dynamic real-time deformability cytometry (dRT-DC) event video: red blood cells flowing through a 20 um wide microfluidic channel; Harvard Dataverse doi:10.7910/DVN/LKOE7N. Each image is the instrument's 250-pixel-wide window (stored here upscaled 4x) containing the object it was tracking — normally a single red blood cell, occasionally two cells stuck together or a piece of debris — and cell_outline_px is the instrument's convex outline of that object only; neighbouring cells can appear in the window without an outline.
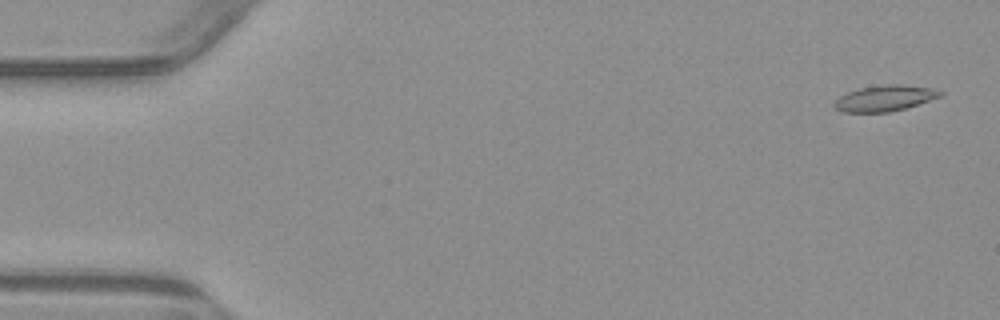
{"species": "common noctule bat (a hibernating species)", "species_latin": "Nyctalus noctula", "temperature_condition": "warm", "stored_images_in_passage": 4, "camera_frame_rate_fps": 3000, "um_per_image_px": 0.085, "animal": {"sex": "male", "body_mass_g": 23.1, "forearm_length_mm": 52.7}, "frame": {"image": 1, "passage_image": 1, "time_ms": 0.0, "image_size_px": [1000, 320], "cell_outline_px": [[944, 96], [904, 108], [888, 112], [840, 112], [832, 104], [840, 96], [848, 92], [860, 88], [884, 84], [900, 84], [932, 88], [944, 92]], "centroid_in_image_um": [75.22, 8.34], "position_along_channel_um": 9.8, "area_um2": 15.95}}